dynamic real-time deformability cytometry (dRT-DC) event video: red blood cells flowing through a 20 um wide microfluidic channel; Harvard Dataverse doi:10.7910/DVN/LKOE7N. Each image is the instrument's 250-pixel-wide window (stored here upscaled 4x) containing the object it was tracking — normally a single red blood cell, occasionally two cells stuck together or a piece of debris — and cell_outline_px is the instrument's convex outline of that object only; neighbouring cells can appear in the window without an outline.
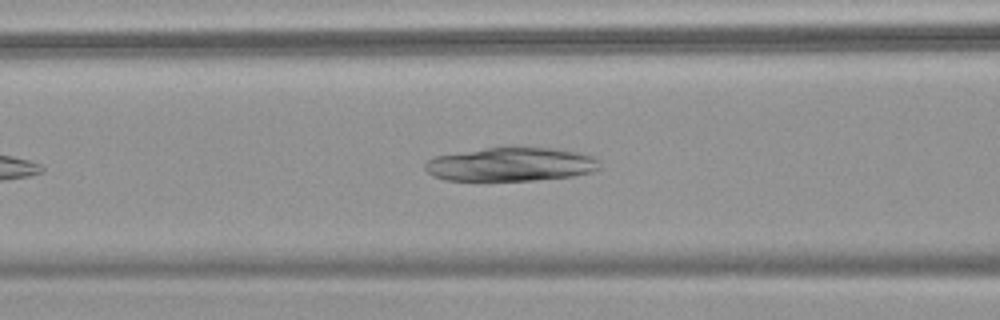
{"species": "common noctule bat (a hibernating species)", "species_latin": "Nyctalus noctula", "temperature_condition": "warm", "stored_images_in_passage": 41, "camera_frame_rate_fps": 3000, "um_per_image_px": 0.085, "animal": {"sex": "female", "body_mass_g": 18.4}, "frame": {"image": 1, "passage_image": 10, "time_ms": 3.0, "image_size_px": [1000, 320], "cell_outline_px": [[600, 168], [592, 172], [572, 176], [536, 180], [444, 180], [432, 176], [424, 168], [424, 164], [428, 160], [436, 156], [488, 148], [556, 148], [576, 152], [592, 156], [600, 160]], "centroid_in_image_um": [43.45, 13.98], "position_along_channel_um": 123.2, "area_um2": 34.04}}
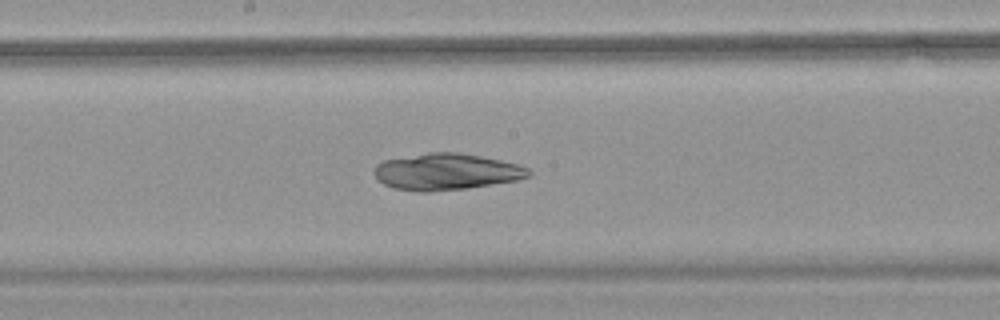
{"frame": {"image": 2, "passage_image": 17, "time_ms": 5.333, "image_size_px": [1000, 320], "cell_outline_px": [[532, 176], [516, 180], [468, 188], [428, 192], [416, 192], [392, 188], [384, 184], [372, 172], [376, 164], [384, 160], [428, 152], [460, 152], [500, 160], [516, 164], [528, 168], [532, 172]], "centroid_in_image_um": [37.92, 14.6], "position_along_channel_um": 210.3, "area_um2": 33.0}}
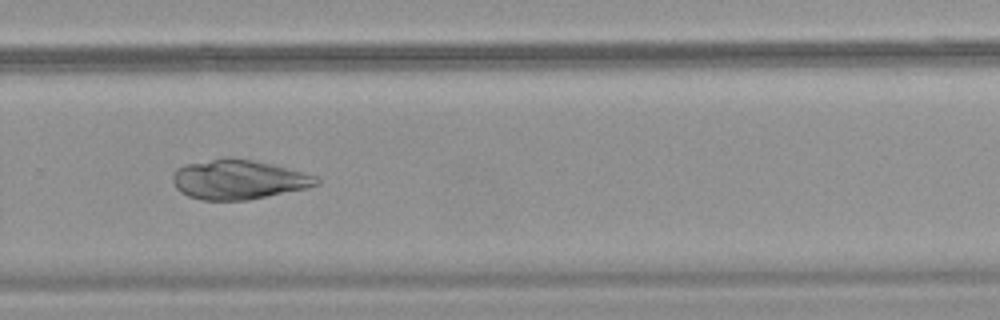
{"frame": {"image": 3, "passage_image": 25, "time_ms": 8.0, "image_size_px": [1000, 320], "cell_outline_px": [[320, 180], [316, 184], [304, 188], [248, 200], [200, 200], [188, 196], [180, 192], [176, 188], [172, 180], [172, 176], [176, 168], [184, 164], [228, 156], [232, 156], [252, 160], [316, 176]], "centroid_in_image_um": [20.16, 15.25], "position_along_channel_um": 309.6, "area_um2": 32.83}}